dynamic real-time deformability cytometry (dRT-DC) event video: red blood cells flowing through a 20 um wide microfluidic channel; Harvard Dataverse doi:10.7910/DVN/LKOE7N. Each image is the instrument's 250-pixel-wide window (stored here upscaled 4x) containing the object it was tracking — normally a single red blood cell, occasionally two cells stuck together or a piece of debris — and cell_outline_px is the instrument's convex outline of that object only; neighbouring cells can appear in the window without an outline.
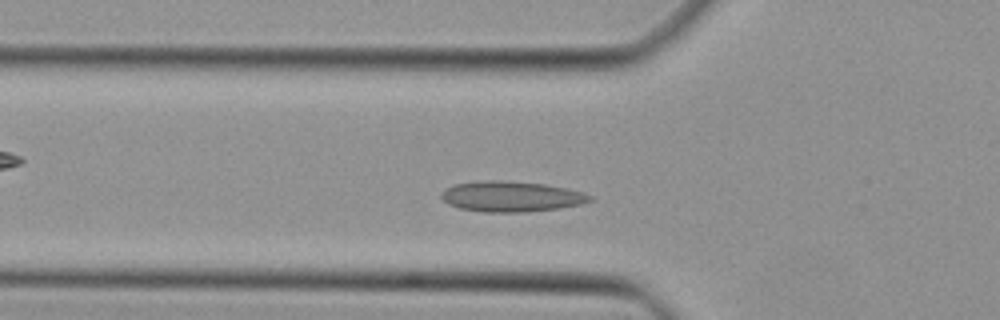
{"species": "Egyptian fruit bat (a non-hibernating species)", "species_latin": "Rousettus aegyptiacus", "temperature_condition": "cold", "stored_images_in_passage": 7, "camera_frame_rate_fps": 3000, "um_per_image_px": 0.085, "animal": {"sex": "female"}, "frame": {"image": 1, "passage_image": 3, "time_ms": 0.667, "image_size_px": [1000, 320], "cell_outline_px": [[592, 200], [580, 204], [560, 208], [524, 212], [484, 212], [460, 208], [448, 204], [440, 196], [440, 192], [444, 188], [456, 184], [480, 180], [500, 180], [544, 184], [564, 188], [580, 192], [592, 196]], "centroid_in_image_um": [43.39, 16.7], "position_along_channel_um": 82.4, "area_um2": 26.3}}
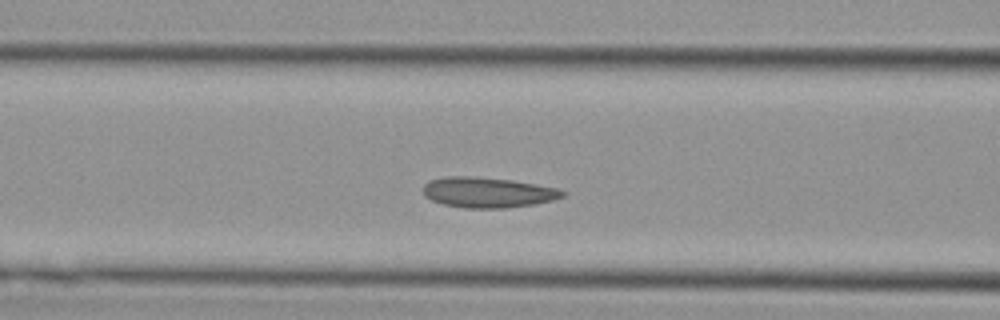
{"frame": {"image": 2, "passage_image": 6, "time_ms": 1.667, "image_size_px": [1000, 320], "cell_outline_px": [[568, 192], [564, 196], [552, 200], [532, 204], [504, 208], [464, 208], [444, 204], [432, 200], [424, 196], [424, 184], [428, 180], [444, 176], [472, 176], [512, 180], [556, 188]], "centroid_in_image_um": [41.43, 16.34], "position_along_channel_um": 125.2, "area_um2": 24.62}}